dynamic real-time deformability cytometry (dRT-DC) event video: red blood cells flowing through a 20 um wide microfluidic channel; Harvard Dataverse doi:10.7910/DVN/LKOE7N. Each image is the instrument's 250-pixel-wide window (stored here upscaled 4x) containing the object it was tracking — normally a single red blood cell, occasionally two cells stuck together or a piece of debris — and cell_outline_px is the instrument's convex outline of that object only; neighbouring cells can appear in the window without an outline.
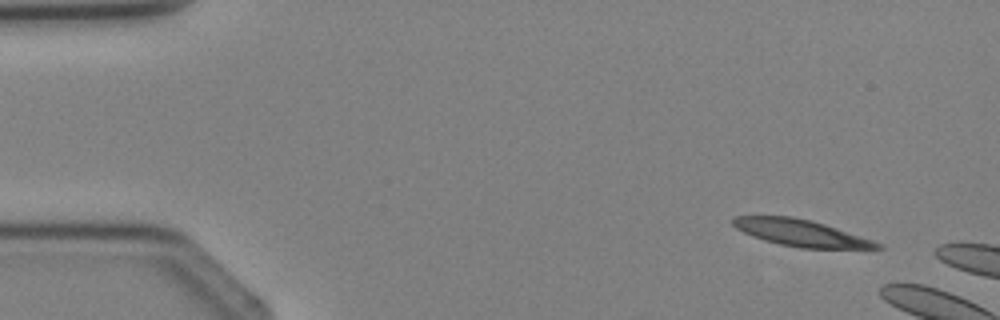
{"species": "Egyptian fruit bat (a non-hibernating species)", "species_latin": "Rousettus aegyptiacus", "temperature_condition": "cold", "stored_images_in_passage": 2, "camera_frame_rate_fps": 3000, "um_per_image_px": 0.085, "animal": {"sex": "female"}, "frame": {"image": 1, "passage_image": 1, "time_ms": 0.0, "image_size_px": [1000, 320], "cell_outline_px": [[884, 248], [800, 248], [780, 244], [764, 240], [752, 236], [736, 228], [732, 224], [732, 216], [792, 216], [812, 220], [884, 244]], "centroid_in_image_um": [68.05, 19.79], "position_along_channel_um": 17.0, "area_um2": 22.2}}